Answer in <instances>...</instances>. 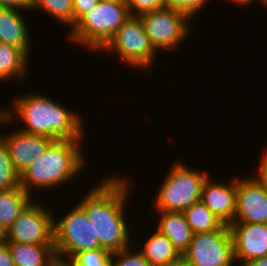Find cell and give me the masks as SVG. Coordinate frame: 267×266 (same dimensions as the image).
<instances>
[{
	"instance_id": "obj_9",
	"label": "cell",
	"mask_w": 267,
	"mask_h": 266,
	"mask_svg": "<svg viewBox=\"0 0 267 266\" xmlns=\"http://www.w3.org/2000/svg\"><path fill=\"white\" fill-rule=\"evenodd\" d=\"M183 256L192 266H235L229 226L224 224L218 230L193 234Z\"/></svg>"
},
{
	"instance_id": "obj_10",
	"label": "cell",
	"mask_w": 267,
	"mask_h": 266,
	"mask_svg": "<svg viewBox=\"0 0 267 266\" xmlns=\"http://www.w3.org/2000/svg\"><path fill=\"white\" fill-rule=\"evenodd\" d=\"M31 200L6 231L5 242L54 246V216Z\"/></svg>"
},
{
	"instance_id": "obj_37",
	"label": "cell",
	"mask_w": 267,
	"mask_h": 266,
	"mask_svg": "<svg viewBox=\"0 0 267 266\" xmlns=\"http://www.w3.org/2000/svg\"><path fill=\"white\" fill-rule=\"evenodd\" d=\"M262 5L267 6V0H258Z\"/></svg>"
},
{
	"instance_id": "obj_28",
	"label": "cell",
	"mask_w": 267,
	"mask_h": 266,
	"mask_svg": "<svg viewBox=\"0 0 267 266\" xmlns=\"http://www.w3.org/2000/svg\"><path fill=\"white\" fill-rule=\"evenodd\" d=\"M100 0H73L74 24L93 7H95Z\"/></svg>"
},
{
	"instance_id": "obj_31",
	"label": "cell",
	"mask_w": 267,
	"mask_h": 266,
	"mask_svg": "<svg viewBox=\"0 0 267 266\" xmlns=\"http://www.w3.org/2000/svg\"><path fill=\"white\" fill-rule=\"evenodd\" d=\"M0 266H14L10 250L5 242L0 243Z\"/></svg>"
},
{
	"instance_id": "obj_29",
	"label": "cell",
	"mask_w": 267,
	"mask_h": 266,
	"mask_svg": "<svg viewBox=\"0 0 267 266\" xmlns=\"http://www.w3.org/2000/svg\"><path fill=\"white\" fill-rule=\"evenodd\" d=\"M0 7L23 11L33 10V0H0Z\"/></svg>"
},
{
	"instance_id": "obj_33",
	"label": "cell",
	"mask_w": 267,
	"mask_h": 266,
	"mask_svg": "<svg viewBox=\"0 0 267 266\" xmlns=\"http://www.w3.org/2000/svg\"><path fill=\"white\" fill-rule=\"evenodd\" d=\"M163 266H192V265L188 262V260L183 255H181L178 259L170 263H167Z\"/></svg>"
},
{
	"instance_id": "obj_27",
	"label": "cell",
	"mask_w": 267,
	"mask_h": 266,
	"mask_svg": "<svg viewBox=\"0 0 267 266\" xmlns=\"http://www.w3.org/2000/svg\"><path fill=\"white\" fill-rule=\"evenodd\" d=\"M131 16H140L143 13L162 9L166 6L165 0H125Z\"/></svg>"
},
{
	"instance_id": "obj_25",
	"label": "cell",
	"mask_w": 267,
	"mask_h": 266,
	"mask_svg": "<svg viewBox=\"0 0 267 266\" xmlns=\"http://www.w3.org/2000/svg\"><path fill=\"white\" fill-rule=\"evenodd\" d=\"M111 266H150L138 249L132 253L130 246L111 253Z\"/></svg>"
},
{
	"instance_id": "obj_3",
	"label": "cell",
	"mask_w": 267,
	"mask_h": 266,
	"mask_svg": "<svg viewBox=\"0 0 267 266\" xmlns=\"http://www.w3.org/2000/svg\"><path fill=\"white\" fill-rule=\"evenodd\" d=\"M82 141L83 139L53 140L44 154L21 174V187L31 195L32 188L39 191L40 188L60 187L80 175L85 165Z\"/></svg>"
},
{
	"instance_id": "obj_26",
	"label": "cell",
	"mask_w": 267,
	"mask_h": 266,
	"mask_svg": "<svg viewBox=\"0 0 267 266\" xmlns=\"http://www.w3.org/2000/svg\"><path fill=\"white\" fill-rule=\"evenodd\" d=\"M166 8L185 14L191 20L194 15L203 10L207 0H165Z\"/></svg>"
},
{
	"instance_id": "obj_11",
	"label": "cell",
	"mask_w": 267,
	"mask_h": 266,
	"mask_svg": "<svg viewBox=\"0 0 267 266\" xmlns=\"http://www.w3.org/2000/svg\"><path fill=\"white\" fill-rule=\"evenodd\" d=\"M233 223L267 224V191L251 175L236 180Z\"/></svg>"
},
{
	"instance_id": "obj_20",
	"label": "cell",
	"mask_w": 267,
	"mask_h": 266,
	"mask_svg": "<svg viewBox=\"0 0 267 266\" xmlns=\"http://www.w3.org/2000/svg\"><path fill=\"white\" fill-rule=\"evenodd\" d=\"M31 200V195L21 186L0 190V225L5 231L9 229Z\"/></svg>"
},
{
	"instance_id": "obj_34",
	"label": "cell",
	"mask_w": 267,
	"mask_h": 266,
	"mask_svg": "<svg viewBox=\"0 0 267 266\" xmlns=\"http://www.w3.org/2000/svg\"><path fill=\"white\" fill-rule=\"evenodd\" d=\"M227 1L228 3L232 2L233 4H236V5H241V6L247 5L248 6L250 3L252 4L254 0H227Z\"/></svg>"
},
{
	"instance_id": "obj_35",
	"label": "cell",
	"mask_w": 267,
	"mask_h": 266,
	"mask_svg": "<svg viewBox=\"0 0 267 266\" xmlns=\"http://www.w3.org/2000/svg\"><path fill=\"white\" fill-rule=\"evenodd\" d=\"M6 241V231L0 225V243H4Z\"/></svg>"
},
{
	"instance_id": "obj_17",
	"label": "cell",
	"mask_w": 267,
	"mask_h": 266,
	"mask_svg": "<svg viewBox=\"0 0 267 266\" xmlns=\"http://www.w3.org/2000/svg\"><path fill=\"white\" fill-rule=\"evenodd\" d=\"M14 266H53L58 260L54 246L5 242Z\"/></svg>"
},
{
	"instance_id": "obj_1",
	"label": "cell",
	"mask_w": 267,
	"mask_h": 266,
	"mask_svg": "<svg viewBox=\"0 0 267 266\" xmlns=\"http://www.w3.org/2000/svg\"><path fill=\"white\" fill-rule=\"evenodd\" d=\"M104 179L102 183L92 187L78 204L92 222L94 234L101 248L112 253L131 244L130 228L125 220L130 180L121 176L116 177V174L114 177L111 175Z\"/></svg>"
},
{
	"instance_id": "obj_18",
	"label": "cell",
	"mask_w": 267,
	"mask_h": 266,
	"mask_svg": "<svg viewBox=\"0 0 267 266\" xmlns=\"http://www.w3.org/2000/svg\"><path fill=\"white\" fill-rule=\"evenodd\" d=\"M29 60L20 48L0 42V81L24 80L29 72Z\"/></svg>"
},
{
	"instance_id": "obj_30",
	"label": "cell",
	"mask_w": 267,
	"mask_h": 266,
	"mask_svg": "<svg viewBox=\"0 0 267 266\" xmlns=\"http://www.w3.org/2000/svg\"><path fill=\"white\" fill-rule=\"evenodd\" d=\"M263 157L259 163L257 172L253 177L266 189L267 191V152H263Z\"/></svg>"
},
{
	"instance_id": "obj_13",
	"label": "cell",
	"mask_w": 267,
	"mask_h": 266,
	"mask_svg": "<svg viewBox=\"0 0 267 266\" xmlns=\"http://www.w3.org/2000/svg\"><path fill=\"white\" fill-rule=\"evenodd\" d=\"M8 148L10 160L15 170L21 175L36 159L44 154L54 140L42 135H35L17 130L0 136Z\"/></svg>"
},
{
	"instance_id": "obj_15",
	"label": "cell",
	"mask_w": 267,
	"mask_h": 266,
	"mask_svg": "<svg viewBox=\"0 0 267 266\" xmlns=\"http://www.w3.org/2000/svg\"><path fill=\"white\" fill-rule=\"evenodd\" d=\"M21 14L20 10L0 7V42L20 48L30 57L31 31Z\"/></svg>"
},
{
	"instance_id": "obj_12",
	"label": "cell",
	"mask_w": 267,
	"mask_h": 266,
	"mask_svg": "<svg viewBox=\"0 0 267 266\" xmlns=\"http://www.w3.org/2000/svg\"><path fill=\"white\" fill-rule=\"evenodd\" d=\"M234 259L240 266L267 255V224L231 223Z\"/></svg>"
},
{
	"instance_id": "obj_36",
	"label": "cell",
	"mask_w": 267,
	"mask_h": 266,
	"mask_svg": "<svg viewBox=\"0 0 267 266\" xmlns=\"http://www.w3.org/2000/svg\"><path fill=\"white\" fill-rule=\"evenodd\" d=\"M53 266H71V265L67 262L57 261Z\"/></svg>"
},
{
	"instance_id": "obj_21",
	"label": "cell",
	"mask_w": 267,
	"mask_h": 266,
	"mask_svg": "<svg viewBox=\"0 0 267 266\" xmlns=\"http://www.w3.org/2000/svg\"><path fill=\"white\" fill-rule=\"evenodd\" d=\"M183 213L193 234L218 230L224 225L201 201L192 204Z\"/></svg>"
},
{
	"instance_id": "obj_32",
	"label": "cell",
	"mask_w": 267,
	"mask_h": 266,
	"mask_svg": "<svg viewBox=\"0 0 267 266\" xmlns=\"http://www.w3.org/2000/svg\"><path fill=\"white\" fill-rule=\"evenodd\" d=\"M242 266H267V255L263 258L247 261Z\"/></svg>"
},
{
	"instance_id": "obj_23",
	"label": "cell",
	"mask_w": 267,
	"mask_h": 266,
	"mask_svg": "<svg viewBox=\"0 0 267 266\" xmlns=\"http://www.w3.org/2000/svg\"><path fill=\"white\" fill-rule=\"evenodd\" d=\"M20 186L21 175L15 170L6 143L0 137V190H9Z\"/></svg>"
},
{
	"instance_id": "obj_22",
	"label": "cell",
	"mask_w": 267,
	"mask_h": 266,
	"mask_svg": "<svg viewBox=\"0 0 267 266\" xmlns=\"http://www.w3.org/2000/svg\"><path fill=\"white\" fill-rule=\"evenodd\" d=\"M34 9L48 13L51 18L59 20L68 27L70 25V30L74 26L73 0H33Z\"/></svg>"
},
{
	"instance_id": "obj_8",
	"label": "cell",
	"mask_w": 267,
	"mask_h": 266,
	"mask_svg": "<svg viewBox=\"0 0 267 266\" xmlns=\"http://www.w3.org/2000/svg\"><path fill=\"white\" fill-rule=\"evenodd\" d=\"M139 17L156 53L178 48L192 32L189 17L166 7L143 13Z\"/></svg>"
},
{
	"instance_id": "obj_5",
	"label": "cell",
	"mask_w": 267,
	"mask_h": 266,
	"mask_svg": "<svg viewBox=\"0 0 267 266\" xmlns=\"http://www.w3.org/2000/svg\"><path fill=\"white\" fill-rule=\"evenodd\" d=\"M186 166L177 161L170 167L154 198L157 211L184 212L201 200L203 183L210 175Z\"/></svg>"
},
{
	"instance_id": "obj_16",
	"label": "cell",
	"mask_w": 267,
	"mask_h": 266,
	"mask_svg": "<svg viewBox=\"0 0 267 266\" xmlns=\"http://www.w3.org/2000/svg\"><path fill=\"white\" fill-rule=\"evenodd\" d=\"M159 222L156 228L160 233L166 235L178 252L183 253L190 246L193 232L183 212L157 211Z\"/></svg>"
},
{
	"instance_id": "obj_7",
	"label": "cell",
	"mask_w": 267,
	"mask_h": 266,
	"mask_svg": "<svg viewBox=\"0 0 267 266\" xmlns=\"http://www.w3.org/2000/svg\"><path fill=\"white\" fill-rule=\"evenodd\" d=\"M101 51L116 53L123 63L146 71L155 65L153 63L157 54L139 16L127 19Z\"/></svg>"
},
{
	"instance_id": "obj_14",
	"label": "cell",
	"mask_w": 267,
	"mask_h": 266,
	"mask_svg": "<svg viewBox=\"0 0 267 266\" xmlns=\"http://www.w3.org/2000/svg\"><path fill=\"white\" fill-rule=\"evenodd\" d=\"M212 180L208 176L203 183L200 201L223 224L229 226L235 218L236 180H231L230 183Z\"/></svg>"
},
{
	"instance_id": "obj_2",
	"label": "cell",
	"mask_w": 267,
	"mask_h": 266,
	"mask_svg": "<svg viewBox=\"0 0 267 266\" xmlns=\"http://www.w3.org/2000/svg\"><path fill=\"white\" fill-rule=\"evenodd\" d=\"M17 97L13 100L12 110L0 108L1 123H12L15 118H20L25 125L19 129L26 133L54 140L85 138L83 120L76 110L73 112L61 102L39 92Z\"/></svg>"
},
{
	"instance_id": "obj_6",
	"label": "cell",
	"mask_w": 267,
	"mask_h": 266,
	"mask_svg": "<svg viewBox=\"0 0 267 266\" xmlns=\"http://www.w3.org/2000/svg\"><path fill=\"white\" fill-rule=\"evenodd\" d=\"M55 219L57 218L53 221L54 248L58 261L67 262L76 253L103 249L94 234L92 222L79 204L59 218L60 220Z\"/></svg>"
},
{
	"instance_id": "obj_24",
	"label": "cell",
	"mask_w": 267,
	"mask_h": 266,
	"mask_svg": "<svg viewBox=\"0 0 267 266\" xmlns=\"http://www.w3.org/2000/svg\"><path fill=\"white\" fill-rule=\"evenodd\" d=\"M71 266H111V253L106 249H96L76 253L67 261Z\"/></svg>"
},
{
	"instance_id": "obj_4",
	"label": "cell",
	"mask_w": 267,
	"mask_h": 266,
	"mask_svg": "<svg viewBox=\"0 0 267 266\" xmlns=\"http://www.w3.org/2000/svg\"><path fill=\"white\" fill-rule=\"evenodd\" d=\"M131 17L125 0H100L69 30V39L77 45L100 51L118 28Z\"/></svg>"
},
{
	"instance_id": "obj_19",
	"label": "cell",
	"mask_w": 267,
	"mask_h": 266,
	"mask_svg": "<svg viewBox=\"0 0 267 266\" xmlns=\"http://www.w3.org/2000/svg\"><path fill=\"white\" fill-rule=\"evenodd\" d=\"M143 245L144 247L140 248V251L150 266H163L181 256L169 238L157 229Z\"/></svg>"
}]
</instances>
